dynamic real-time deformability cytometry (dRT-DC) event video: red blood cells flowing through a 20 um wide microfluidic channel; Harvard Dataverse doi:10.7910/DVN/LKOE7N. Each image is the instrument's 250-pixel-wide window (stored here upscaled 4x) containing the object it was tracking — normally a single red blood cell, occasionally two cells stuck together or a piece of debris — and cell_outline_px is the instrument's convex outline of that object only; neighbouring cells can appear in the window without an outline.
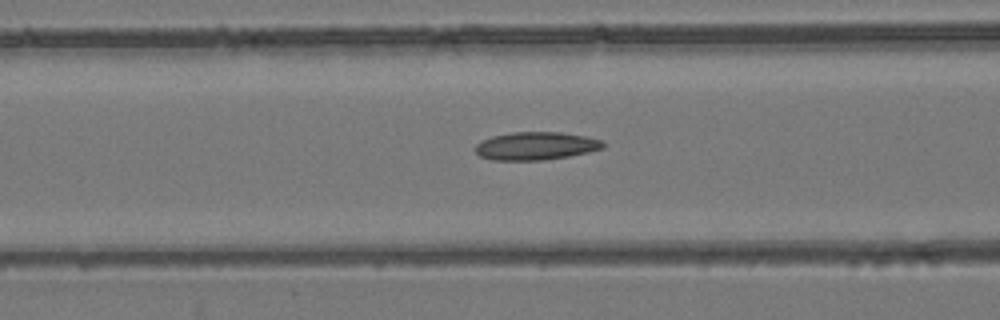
{"species": "common noctule bat (a hibernating species)", "species_latin": "Nyctalus noctula", "temperature_condition": "room temperature", "stored_images_in_passage": 53, "camera_frame_rate_fps": 3000, "um_per_image_px": 0.085, "animal": {"sex": "female", "body_mass_g": 24.6, "forearm_length_mm": 56.2}, "frame": {"image": 1, "passage_image": 22, "time_ms": 7.0, "image_size_px": [1000, 320], "cell_outline_px": [[604, 148], [588, 152], [568, 156], [544, 160], [492, 160], [480, 156], [476, 152], [476, 144], [492, 136], [512, 132], [560, 132], [584, 136], [600, 140], [604, 144]], "centroid_in_image_um": [45.54, 12.41], "position_along_channel_um": 121.1, "area_um2": 20.63}}
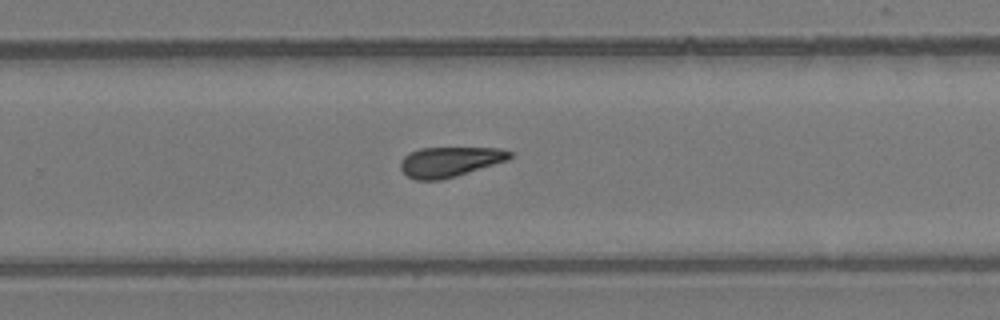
{"frame": {"image": 2, "passage_image": 35, "time_ms": 11.333, "image_size_px": [1000, 320], "cell_outline_px": [[512, 156], [508, 160], [456, 176], [440, 180], [416, 180], [408, 176], [400, 168], [400, 160], [408, 152], [420, 148], [500, 148], [512, 152]], "centroid_in_image_um": [38.21, 13.74], "position_along_channel_um": 291.6, "area_um2": 19.13}}
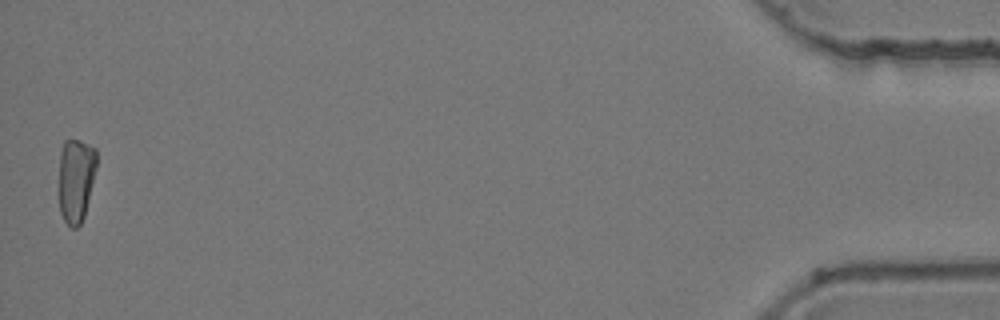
{"frame": {"image": 3, "passage_image": 53, "time_ms": 17.333, "image_size_px": [1000, 320], "cell_outline_px": [[96, 168], [84, 216], [80, 224], [76, 228], [72, 228], [64, 220], [60, 212], [60, 152], [64, 140], [80, 140], [96, 148]], "centroid_in_image_um": [6.46, 15.26], "position_along_channel_um": 428.7, "area_um2": 18.26}, "authors_computed_cell_mechanics": {"area_um2": 20.1144, "velocity_mm_per_s": 3.9357, "shape_relaxation_time_tau1_ms": 5.8681, "shape_relaxation_time_tau2_ms": 6.4797, "deformation_change_tau1": 0.1558, "deformation_change_tau2": 0.1708}}